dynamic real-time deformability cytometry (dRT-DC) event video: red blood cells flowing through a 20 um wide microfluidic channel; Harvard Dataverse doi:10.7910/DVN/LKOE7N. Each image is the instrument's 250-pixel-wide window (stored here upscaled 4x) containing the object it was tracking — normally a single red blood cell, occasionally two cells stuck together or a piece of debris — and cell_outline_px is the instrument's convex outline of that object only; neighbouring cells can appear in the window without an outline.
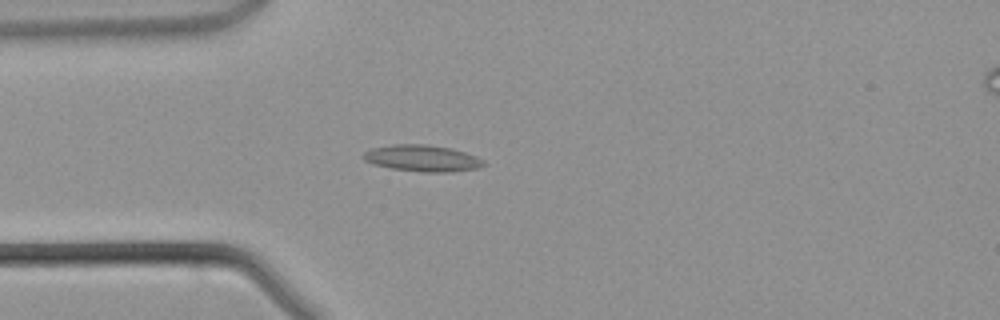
{"species": "common noctule bat (a hibernating species)", "species_latin": "Nyctalus noctula", "temperature_condition": "warm", "stored_images_in_passage": 45, "camera_frame_rate_fps": 3000, "um_per_image_px": 0.085, "animal": {"sex": "male", "body_mass_g": 21.5, "forearm_length_mm": 52.0}, "frame": {"image": 1, "passage_image": 12, "time_ms": 3.667, "image_size_px": [1000, 320], "cell_outline_px": [[488, 164], [480, 168], [452, 172], [420, 172], [392, 168], [372, 164], [364, 160], [364, 152], [372, 148], [392, 144], [424, 144], [452, 148], [476, 156], [484, 160]], "centroid_in_image_um": [35.94, 13.46], "position_along_channel_um": 49.1, "area_um2": 18.73}}
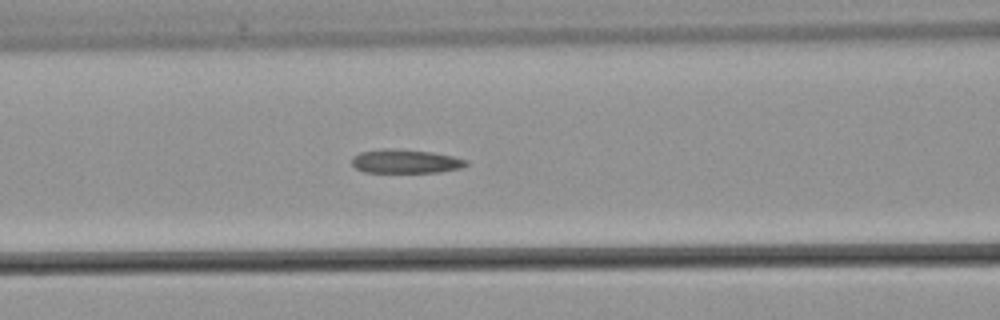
{"frame": {"image": 2, "passage_image": 18, "time_ms": 5.667, "image_size_px": [1000, 320], "cell_outline_px": [[468, 164], [460, 168], [440, 172], [364, 172], [356, 168], [352, 164], [352, 156], [360, 152], [432, 152], [452, 156], [468, 160]], "centroid_in_image_um": [34.53, 13.78], "position_along_channel_um": 132.1, "area_um2": 14.74}}
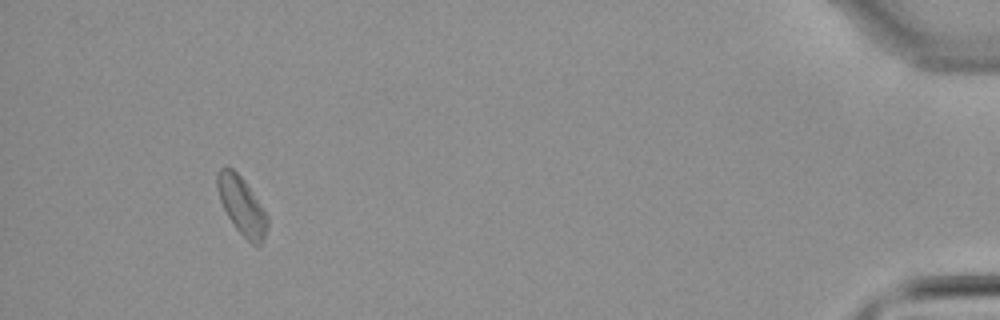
{"frame": {"image": 3, "passage_image": 42, "time_ms": 13.667, "image_size_px": [1000, 320], "cell_outline_px": [[268, 224], [264, 236], [260, 244], [252, 244], [236, 228], [228, 216], [220, 200], [216, 184], [216, 172], [220, 168], [232, 168], [244, 180], [268, 216]], "centroid_in_image_um": [20.53, 17.46], "position_along_channel_um": 414.7, "area_um2": 16.47}}